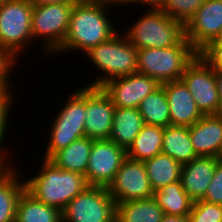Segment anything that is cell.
Segmentation results:
<instances>
[{
  "mask_svg": "<svg viewBox=\"0 0 222 222\" xmlns=\"http://www.w3.org/2000/svg\"><path fill=\"white\" fill-rule=\"evenodd\" d=\"M117 4L121 3L114 0H78L74 4L63 44L55 53L73 50L86 53L118 33L107 15L108 7Z\"/></svg>",
  "mask_w": 222,
  "mask_h": 222,
  "instance_id": "6da1fadb",
  "label": "cell"
},
{
  "mask_svg": "<svg viewBox=\"0 0 222 222\" xmlns=\"http://www.w3.org/2000/svg\"><path fill=\"white\" fill-rule=\"evenodd\" d=\"M41 172L25 181V190L36 200L60 211L87 186L83 174L57 168L51 161L42 160Z\"/></svg>",
  "mask_w": 222,
  "mask_h": 222,
  "instance_id": "7a4b0ae2",
  "label": "cell"
},
{
  "mask_svg": "<svg viewBox=\"0 0 222 222\" xmlns=\"http://www.w3.org/2000/svg\"><path fill=\"white\" fill-rule=\"evenodd\" d=\"M198 52L184 37L177 45L168 48L137 50V73L156 79L161 85L181 80L187 65Z\"/></svg>",
  "mask_w": 222,
  "mask_h": 222,
  "instance_id": "3957f363",
  "label": "cell"
},
{
  "mask_svg": "<svg viewBox=\"0 0 222 222\" xmlns=\"http://www.w3.org/2000/svg\"><path fill=\"white\" fill-rule=\"evenodd\" d=\"M148 11L137 19L124 34L137 49L168 48L177 45L185 37L184 25L172 19L158 7H148Z\"/></svg>",
  "mask_w": 222,
  "mask_h": 222,
  "instance_id": "277c9868",
  "label": "cell"
},
{
  "mask_svg": "<svg viewBox=\"0 0 222 222\" xmlns=\"http://www.w3.org/2000/svg\"><path fill=\"white\" fill-rule=\"evenodd\" d=\"M103 75L86 86L101 87L105 82L137 72V49L123 34H115L107 41L85 53Z\"/></svg>",
  "mask_w": 222,
  "mask_h": 222,
  "instance_id": "5b68a950",
  "label": "cell"
},
{
  "mask_svg": "<svg viewBox=\"0 0 222 222\" xmlns=\"http://www.w3.org/2000/svg\"><path fill=\"white\" fill-rule=\"evenodd\" d=\"M60 112L56 115L43 159L49 160L56 152L72 142L85 137L86 86L69 95Z\"/></svg>",
  "mask_w": 222,
  "mask_h": 222,
  "instance_id": "8992f818",
  "label": "cell"
},
{
  "mask_svg": "<svg viewBox=\"0 0 222 222\" xmlns=\"http://www.w3.org/2000/svg\"><path fill=\"white\" fill-rule=\"evenodd\" d=\"M33 6L27 0H8L0 6V48L16 60L33 41Z\"/></svg>",
  "mask_w": 222,
  "mask_h": 222,
  "instance_id": "52a82bcc",
  "label": "cell"
},
{
  "mask_svg": "<svg viewBox=\"0 0 222 222\" xmlns=\"http://www.w3.org/2000/svg\"><path fill=\"white\" fill-rule=\"evenodd\" d=\"M116 202L108 188L87 186L62 211V222H115Z\"/></svg>",
  "mask_w": 222,
  "mask_h": 222,
  "instance_id": "ba28073f",
  "label": "cell"
},
{
  "mask_svg": "<svg viewBox=\"0 0 222 222\" xmlns=\"http://www.w3.org/2000/svg\"><path fill=\"white\" fill-rule=\"evenodd\" d=\"M74 4H51L33 7V40H42L44 55L55 52L62 46L67 34ZM44 40H43V39Z\"/></svg>",
  "mask_w": 222,
  "mask_h": 222,
  "instance_id": "9c48e42d",
  "label": "cell"
},
{
  "mask_svg": "<svg viewBox=\"0 0 222 222\" xmlns=\"http://www.w3.org/2000/svg\"><path fill=\"white\" fill-rule=\"evenodd\" d=\"M181 80L193 95L196 107L202 115L218 114L219 95L215 71L200 54L187 65Z\"/></svg>",
  "mask_w": 222,
  "mask_h": 222,
  "instance_id": "30bf717a",
  "label": "cell"
},
{
  "mask_svg": "<svg viewBox=\"0 0 222 222\" xmlns=\"http://www.w3.org/2000/svg\"><path fill=\"white\" fill-rule=\"evenodd\" d=\"M126 158V150L113 141L92 140L85 176L88 186L108 188Z\"/></svg>",
  "mask_w": 222,
  "mask_h": 222,
  "instance_id": "8fae6325",
  "label": "cell"
},
{
  "mask_svg": "<svg viewBox=\"0 0 222 222\" xmlns=\"http://www.w3.org/2000/svg\"><path fill=\"white\" fill-rule=\"evenodd\" d=\"M116 204L153 197L148 175L142 161L126 158L108 186Z\"/></svg>",
  "mask_w": 222,
  "mask_h": 222,
  "instance_id": "7c38bea8",
  "label": "cell"
},
{
  "mask_svg": "<svg viewBox=\"0 0 222 222\" xmlns=\"http://www.w3.org/2000/svg\"><path fill=\"white\" fill-rule=\"evenodd\" d=\"M185 38L199 53L222 35V0H205L186 23Z\"/></svg>",
  "mask_w": 222,
  "mask_h": 222,
  "instance_id": "4fadbf2b",
  "label": "cell"
},
{
  "mask_svg": "<svg viewBox=\"0 0 222 222\" xmlns=\"http://www.w3.org/2000/svg\"><path fill=\"white\" fill-rule=\"evenodd\" d=\"M160 86L156 79L136 72L105 82L100 88L115 107L138 109L141 101Z\"/></svg>",
  "mask_w": 222,
  "mask_h": 222,
  "instance_id": "5bb4252c",
  "label": "cell"
},
{
  "mask_svg": "<svg viewBox=\"0 0 222 222\" xmlns=\"http://www.w3.org/2000/svg\"><path fill=\"white\" fill-rule=\"evenodd\" d=\"M115 106L99 87L86 86L85 137L91 140L109 139Z\"/></svg>",
  "mask_w": 222,
  "mask_h": 222,
  "instance_id": "9a60e30c",
  "label": "cell"
},
{
  "mask_svg": "<svg viewBox=\"0 0 222 222\" xmlns=\"http://www.w3.org/2000/svg\"><path fill=\"white\" fill-rule=\"evenodd\" d=\"M161 86L167 95L171 125L190 127L203 117L182 80L167 82Z\"/></svg>",
  "mask_w": 222,
  "mask_h": 222,
  "instance_id": "2e32d148",
  "label": "cell"
},
{
  "mask_svg": "<svg viewBox=\"0 0 222 222\" xmlns=\"http://www.w3.org/2000/svg\"><path fill=\"white\" fill-rule=\"evenodd\" d=\"M190 139L198 156L219 157L222 151V115H203L189 127Z\"/></svg>",
  "mask_w": 222,
  "mask_h": 222,
  "instance_id": "e0dca14e",
  "label": "cell"
},
{
  "mask_svg": "<svg viewBox=\"0 0 222 222\" xmlns=\"http://www.w3.org/2000/svg\"><path fill=\"white\" fill-rule=\"evenodd\" d=\"M219 159V157L199 156L182 165L180 181L193 201L204 198Z\"/></svg>",
  "mask_w": 222,
  "mask_h": 222,
  "instance_id": "ac0fdd59",
  "label": "cell"
},
{
  "mask_svg": "<svg viewBox=\"0 0 222 222\" xmlns=\"http://www.w3.org/2000/svg\"><path fill=\"white\" fill-rule=\"evenodd\" d=\"M15 167L0 166V222H15L18 199L25 190ZM19 179V180H18Z\"/></svg>",
  "mask_w": 222,
  "mask_h": 222,
  "instance_id": "d6986e66",
  "label": "cell"
},
{
  "mask_svg": "<svg viewBox=\"0 0 222 222\" xmlns=\"http://www.w3.org/2000/svg\"><path fill=\"white\" fill-rule=\"evenodd\" d=\"M143 126L144 121L137 108L115 107L109 140L127 150Z\"/></svg>",
  "mask_w": 222,
  "mask_h": 222,
  "instance_id": "ffe728a7",
  "label": "cell"
},
{
  "mask_svg": "<svg viewBox=\"0 0 222 222\" xmlns=\"http://www.w3.org/2000/svg\"><path fill=\"white\" fill-rule=\"evenodd\" d=\"M161 153L169 155L181 165L199 157L191 142L189 127L186 126L164 127Z\"/></svg>",
  "mask_w": 222,
  "mask_h": 222,
  "instance_id": "44dd1931",
  "label": "cell"
},
{
  "mask_svg": "<svg viewBox=\"0 0 222 222\" xmlns=\"http://www.w3.org/2000/svg\"><path fill=\"white\" fill-rule=\"evenodd\" d=\"M91 148L92 140L88 137H83L56 152L49 161L57 168L86 176Z\"/></svg>",
  "mask_w": 222,
  "mask_h": 222,
  "instance_id": "7402d4cb",
  "label": "cell"
},
{
  "mask_svg": "<svg viewBox=\"0 0 222 222\" xmlns=\"http://www.w3.org/2000/svg\"><path fill=\"white\" fill-rule=\"evenodd\" d=\"M143 163L154 192L170 183L180 181L182 165L169 155L160 153Z\"/></svg>",
  "mask_w": 222,
  "mask_h": 222,
  "instance_id": "603a6c76",
  "label": "cell"
},
{
  "mask_svg": "<svg viewBox=\"0 0 222 222\" xmlns=\"http://www.w3.org/2000/svg\"><path fill=\"white\" fill-rule=\"evenodd\" d=\"M163 209L151 197L116 204L115 222H161Z\"/></svg>",
  "mask_w": 222,
  "mask_h": 222,
  "instance_id": "cb8c5ba5",
  "label": "cell"
},
{
  "mask_svg": "<svg viewBox=\"0 0 222 222\" xmlns=\"http://www.w3.org/2000/svg\"><path fill=\"white\" fill-rule=\"evenodd\" d=\"M164 127L144 124L133 143L126 150L132 160L145 161L162 151Z\"/></svg>",
  "mask_w": 222,
  "mask_h": 222,
  "instance_id": "d4e9b609",
  "label": "cell"
},
{
  "mask_svg": "<svg viewBox=\"0 0 222 222\" xmlns=\"http://www.w3.org/2000/svg\"><path fill=\"white\" fill-rule=\"evenodd\" d=\"M15 222H62V211L36 200L24 190L17 202Z\"/></svg>",
  "mask_w": 222,
  "mask_h": 222,
  "instance_id": "484cf974",
  "label": "cell"
},
{
  "mask_svg": "<svg viewBox=\"0 0 222 222\" xmlns=\"http://www.w3.org/2000/svg\"><path fill=\"white\" fill-rule=\"evenodd\" d=\"M153 198L164 214L176 216H189L194 202L183 189L181 181L170 183L155 191Z\"/></svg>",
  "mask_w": 222,
  "mask_h": 222,
  "instance_id": "4316f807",
  "label": "cell"
},
{
  "mask_svg": "<svg viewBox=\"0 0 222 222\" xmlns=\"http://www.w3.org/2000/svg\"><path fill=\"white\" fill-rule=\"evenodd\" d=\"M138 110L144 124L162 127L171 125L169 103L165 89L162 86L146 96L141 101Z\"/></svg>",
  "mask_w": 222,
  "mask_h": 222,
  "instance_id": "83f0119b",
  "label": "cell"
},
{
  "mask_svg": "<svg viewBox=\"0 0 222 222\" xmlns=\"http://www.w3.org/2000/svg\"><path fill=\"white\" fill-rule=\"evenodd\" d=\"M204 2L205 0H162L157 7L185 26Z\"/></svg>",
  "mask_w": 222,
  "mask_h": 222,
  "instance_id": "f1b7e54d",
  "label": "cell"
},
{
  "mask_svg": "<svg viewBox=\"0 0 222 222\" xmlns=\"http://www.w3.org/2000/svg\"><path fill=\"white\" fill-rule=\"evenodd\" d=\"M13 91L7 89V90H1L0 91V166H10L8 164L9 159L7 156L10 154L6 153V147L4 148L3 142L5 135L8 133L6 132V129L8 128V120L9 119V112L11 111V103H12V94ZM6 159V160H5ZM7 163V164H6Z\"/></svg>",
  "mask_w": 222,
  "mask_h": 222,
  "instance_id": "f546056e",
  "label": "cell"
},
{
  "mask_svg": "<svg viewBox=\"0 0 222 222\" xmlns=\"http://www.w3.org/2000/svg\"><path fill=\"white\" fill-rule=\"evenodd\" d=\"M189 222H222V205L197 200L193 202Z\"/></svg>",
  "mask_w": 222,
  "mask_h": 222,
  "instance_id": "4dcf8cb0",
  "label": "cell"
},
{
  "mask_svg": "<svg viewBox=\"0 0 222 222\" xmlns=\"http://www.w3.org/2000/svg\"><path fill=\"white\" fill-rule=\"evenodd\" d=\"M198 54L214 71L222 72V39L219 38L211 41Z\"/></svg>",
  "mask_w": 222,
  "mask_h": 222,
  "instance_id": "1f68e13d",
  "label": "cell"
},
{
  "mask_svg": "<svg viewBox=\"0 0 222 222\" xmlns=\"http://www.w3.org/2000/svg\"><path fill=\"white\" fill-rule=\"evenodd\" d=\"M202 200L222 205V159L217 162L214 176Z\"/></svg>",
  "mask_w": 222,
  "mask_h": 222,
  "instance_id": "d6a6232c",
  "label": "cell"
},
{
  "mask_svg": "<svg viewBox=\"0 0 222 222\" xmlns=\"http://www.w3.org/2000/svg\"><path fill=\"white\" fill-rule=\"evenodd\" d=\"M16 62V59L7 50L0 48V91L11 89L9 78Z\"/></svg>",
  "mask_w": 222,
  "mask_h": 222,
  "instance_id": "836d02e7",
  "label": "cell"
},
{
  "mask_svg": "<svg viewBox=\"0 0 222 222\" xmlns=\"http://www.w3.org/2000/svg\"><path fill=\"white\" fill-rule=\"evenodd\" d=\"M33 7L51 4H75L78 0H27Z\"/></svg>",
  "mask_w": 222,
  "mask_h": 222,
  "instance_id": "e575fe53",
  "label": "cell"
},
{
  "mask_svg": "<svg viewBox=\"0 0 222 222\" xmlns=\"http://www.w3.org/2000/svg\"><path fill=\"white\" fill-rule=\"evenodd\" d=\"M215 80L219 95V115H222V72L215 71Z\"/></svg>",
  "mask_w": 222,
  "mask_h": 222,
  "instance_id": "d590c367",
  "label": "cell"
},
{
  "mask_svg": "<svg viewBox=\"0 0 222 222\" xmlns=\"http://www.w3.org/2000/svg\"><path fill=\"white\" fill-rule=\"evenodd\" d=\"M162 0H123L122 4H140V5H146L147 7H157Z\"/></svg>",
  "mask_w": 222,
  "mask_h": 222,
  "instance_id": "8d00e7d4",
  "label": "cell"
},
{
  "mask_svg": "<svg viewBox=\"0 0 222 222\" xmlns=\"http://www.w3.org/2000/svg\"><path fill=\"white\" fill-rule=\"evenodd\" d=\"M161 222H189V217L164 214Z\"/></svg>",
  "mask_w": 222,
  "mask_h": 222,
  "instance_id": "74e56055",
  "label": "cell"
},
{
  "mask_svg": "<svg viewBox=\"0 0 222 222\" xmlns=\"http://www.w3.org/2000/svg\"><path fill=\"white\" fill-rule=\"evenodd\" d=\"M8 0H0V6L3 5Z\"/></svg>",
  "mask_w": 222,
  "mask_h": 222,
  "instance_id": "f35d334b",
  "label": "cell"
}]
</instances>
